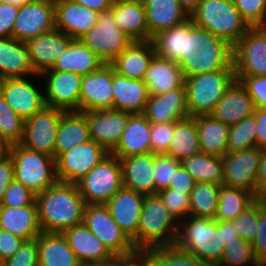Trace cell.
Returning a JSON list of instances; mask_svg holds the SVG:
<instances>
[{"instance_id": "6da1fadb", "label": "cell", "mask_w": 266, "mask_h": 266, "mask_svg": "<svg viewBox=\"0 0 266 266\" xmlns=\"http://www.w3.org/2000/svg\"><path fill=\"white\" fill-rule=\"evenodd\" d=\"M42 232L62 233L83 223L86 203L77 184L57 181L36 195Z\"/></svg>"}, {"instance_id": "7a4b0ae2", "label": "cell", "mask_w": 266, "mask_h": 266, "mask_svg": "<svg viewBox=\"0 0 266 266\" xmlns=\"http://www.w3.org/2000/svg\"><path fill=\"white\" fill-rule=\"evenodd\" d=\"M177 63L185 78L220 70H234L233 46L194 24L186 33L185 52Z\"/></svg>"}, {"instance_id": "3957f363", "label": "cell", "mask_w": 266, "mask_h": 266, "mask_svg": "<svg viewBox=\"0 0 266 266\" xmlns=\"http://www.w3.org/2000/svg\"><path fill=\"white\" fill-rule=\"evenodd\" d=\"M175 244L208 266H216L224 248L222 221L189 215L179 223Z\"/></svg>"}, {"instance_id": "277c9868", "label": "cell", "mask_w": 266, "mask_h": 266, "mask_svg": "<svg viewBox=\"0 0 266 266\" xmlns=\"http://www.w3.org/2000/svg\"><path fill=\"white\" fill-rule=\"evenodd\" d=\"M178 226V221L169 213L158 194L145 195L138 234L132 240L133 246L137 251H144L174 245Z\"/></svg>"}, {"instance_id": "5b68a950", "label": "cell", "mask_w": 266, "mask_h": 266, "mask_svg": "<svg viewBox=\"0 0 266 266\" xmlns=\"http://www.w3.org/2000/svg\"><path fill=\"white\" fill-rule=\"evenodd\" d=\"M190 19L233 47L250 28L232 0H201Z\"/></svg>"}, {"instance_id": "8992f818", "label": "cell", "mask_w": 266, "mask_h": 266, "mask_svg": "<svg viewBox=\"0 0 266 266\" xmlns=\"http://www.w3.org/2000/svg\"><path fill=\"white\" fill-rule=\"evenodd\" d=\"M8 153L13 160L14 179L23 183L35 195L58 181L54 157L29 150L20 144L10 146Z\"/></svg>"}, {"instance_id": "52a82bcc", "label": "cell", "mask_w": 266, "mask_h": 266, "mask_svg": "<svg viewBox=\"0 0 266 266\" xmlns=\"http://www.w3.org/2000/svg\"><path fill=\"white\" fill-rule=\"evenodd\" d=\"M235 80V70H220L186 77L189 116L211 114Z\"/></svg>"}, {"instance_id": "ba28073f", "label": "cell", "mask_w": 266, "mask_h": 266, "mask_svg": "<svg viewBox=\"0 0 266 266\" xmlns=\"http://www.w3.org/2000/svg\"><path fill=\"white\" fill-rule=\"evenodd\" d=\"M77 186L86 205H105L123 187L120 159L109 154Z\"/></svg>"}, {"instance_id": "9c48e42d", "label": "cell", "mask_w": 266, "mask_h": 266, "mask_svg": "<svg viewBox=\"0 0 266 266\" xmlns=\"http://www.w3.org/2000/svg\"><path fill=\"white\" fill-rule=\"evenodd\" d=\"M80 41L105 64H111L134 42L132 38L120 30L111 8L99 13L97 25L84 34Z\"/></svg>"}, {"instance_id": "30bf717a", "label": "cell", "mask_w": 266, "mask_h": 266, "mask_svg": "<svg viewBox=\"0 0 266 266\" xmlns=\"http://www.w3.org/2000/svg\"><path fill=\"white\" fill-rule=\"evenodd\" d=\"M83 224L115 257L128 256L137 251L132 241L112 219L106 205H86Z\"/></svg>"}, {"instance_id": "8fae6325", "label": "cell", "mask_w": 266, "mask_h": 266, "mask_svg": "<svg viewBox=\"0 0 266 266\" xmlns=\"http://www.w3.org/2000/svg\"><path fill=\"white\" fill-rule=\"evenodd\" d=\"M66 112L45 106L24 120L21 146L55 158V142L62 116Z\"/></svg>"}, {"instance_id": "7c38bea8", "label": "cell", "mask_w": 266, "mask_h": 266, "mask_svg": "<svg viewBox=\"0 0 266 266\" xmlns=\"http://www.w3.org/2000/svg\"><path fill=\"white\" fill-rule=\"evenodd\" d=\"M235 76H266V26L250 27L233 47Z\"/></svg>"}, {"instance_id": "4fadbf2b", "label": "cell", "mask_w": 266, "mask_h": 266, "mask_svg": "<svg viewBox=\"0 0 266 266\" xmlns=\"http://www.w3.org/2000/svg\"><path fill=\"white\" fill-rule=\"evenodd\" d=\"M110 153L94 140L62 153L56 161L58 181L77 184Z\"/></svg>"}, {"instance_id": "5bb4252c", "label": "cell", "mask_w": 266, "mask_h": 266, "mask_svg": "<svg viewBox=\"0 0 266 266\" xmlns=\"http://www.w3.org/2000/svg\"><path fill=\"white\" fill-rule=\"evenodd\" d=\"M38 76L46 78L44 83L46 106L65 112H79L82 75L60 70H45Z\"/></svg>"}, {"instance_id": "9a60e30c", "label": "cell", "mask_w": 266, "mask_h": 266, "mask_svg": "<svg viewBox=\"0 0 266 266\" xmlns=\"http://www.w3.org/2000/svg\"><path fill=\"white\" fill-rule=\"evenodd\" d=\"M261 149L250 148L227 152L223 158V185L243 188L256 197V182Z\"/></svg>"}, {"instance_id": "2e32d148", "label": "cell", "mask_w": 266, "mask_h": 266, "mask_svg": "<svg viewBox=\"0 0 266 266\" xmlns=\"http://www.w3.org/2000/svg\"><path fill=\"white\" fill-rule=\"evenodd\" d=\"M54 0H31L20 7L14 22L13 38L26 42L55 29Z\"/></svg>"}, {"instance_id": "e0dca14e", "label": "cell", "mask_w": 266, "mask_h": 266, "mask_svg": "<svg viewBox=\"0 0 266 266\" xmlns=\"http://www.w3.org/2000/svg\"><path fill=\"white\" fill-rule=\"evenodd\" d=\"M82 114L88 123L90 139L110 153L120 140L132 113L116 109H103Z\"/></svg>"}, {"instance_id": "ac0fdd59", "label": "cell", "mask_w": 266, "mask_h": 266, "mask_svg": "<svg viewBox=\"0 0 266 266\" xmlns=\"http://www.w3.org/2000/svg\"><path fill=\"white\" fill-rule=\"evenodd\" d=\"M113 109L112 65L82 76L79 112Z\"/></svg>"}, {"instance_id": "d6986e66", "label": "cell", "mask_w": 266, "mask_h": 266, "mask_svg": "<svg viewBox=\"0 0 266 266\" xmlns=\"http://www.w3.org/2000/svg\"><path fill=\"white\" fill-rule=\"evenodd\" d=\"M0 93L23 120L32 117L46 106L44 94L40 93L26 77L1 79Z\"/></svg>"}, {"instance_id": "ffe728a7", "label": "cell", "mask_w": 266, "mask_h": 266, "mask_svg": "<svg viewBox=\"0 0 266 266\" xmlns=\"http://www.w3.org/2000/svg\"><path fill=\"white\" fill-rule=\"evenodd\" d=\"M145 195L122 187L105 205L112 219L132 241L138 234Z\"/></svg>"}, {"instance_id": "44dd1931", "label": "cell", "mask_w": 266, "mask_h": 266, "mask_svg": "<svg viewBox=\"0 0 266 266\" xmlns=\"http://www.w3.org/2000/svg\"><path fill=\"white\" fill-rule=\"evenodd\" d=\"M55 29L80 39L97 25L99 13L70 0H54Z\"/></svg>"}, {"instance_id": "7402d4cb", "label": "cell", "mask_w": 266, "mask_h": 266, "mask_svg": "<svg viewBox=\"0 0 266 266\" xmlns=\"http://www.w3.org/2000/svg\"><path fill=\"white\" fill-rule=\"evenodd\" d=\"M73 38L57 29L38 35L25 42L37 74L51 69L55 61L66 51Z\"/></svg>"}, {"instance_id": "603a6c76", "label": "cell", "mask_w": 266, "mask_h": 266, "mask_svg": "<svg viewBox=\"0 0 266 266\" xmlns=\"http://www.w3.org/2000/svg\"><path fill=\"white\" fill-rule=\"evenodd\" d=\"M143 114L151 124L173 123L189 117L186 88L150 95Z\"/></svg>"}, {"instance_id": "cb8c5ba5", "label": "cell", "mask_w": 266, "mask_h": 266, "mask_svg": "<svg viewBox=\"0 0 266 266\" xmlns=\"http://www.w3.org/2000/svg\"><path fill=\"white\" fill-rule=\"evenodd\" d=\"M62 235L81 264L103 263L115 257L83 223L66 229Z\"/></svg>"}, {"instance_id": "d4e9b609", "label": "cell", "mask_w": 266, "mask_h": 266, "mask_svg": "<svg viewBox=\"0 0 266 266\" xmlns=\"http://www.w3.org/2000/svg\"><path fill=\"white\" fill-rule=\"evenodd\" d=\"M119 159L124 188L144 195L156 194L153 153Z\"/></svg>"}, {"instance_id": "484cf974", "label": "cell", "mask_w": 266, "mask_h": 266, "mask_svg": "<svg viewBox=\"0 0 266 266\" xmlns=\"http://www.w3.org/2000/svg\"><path fill=\"white\" fill-rule=\"evenodd\" d=\"M113 109L144 113L149 90L143 80L130 79L117 74L112 66Z\"/></svg>"}, {"instance_id": "4316f807", "label": "cell", "mask_w": 266, "mask_h": 266, "mask_svg": "<svg viewBox=\"0 0 266 266\" xmlns=\"http://www.w3.org/2000/svg\"><path fill=\"white\" fill-rule=\"evenodd\" d=\"M150 147V122L143 113L131 114L116 147L110 154L117 158L148 154Z\"/></svg>"}, {"instance_id": "83f0119b", "label": "cell", "mask_w": 266, "mask_h": 266, "mask_svg": "<svg viewBox=\"0 0 266 266\" xmlns=\"http://www.w3.org/2000/svg\"><path fill=\"white\" fill-rule=\"evenodd\" d=\"M146 9L149 40L172 27L185 23L189 14L178 0H142Z\"/></svg>"}, {"instance_id": "f1b7e54d", "label": "cell", "mask_w": 266, "mask_h": 266, "mask_svg": "<svg viewBox=\"0 0 266 266\" xmlns=\"http://www.w3.org/2000/svg\"><path fill=\"white\" fill-rule=\"evenodd\" d=\"M254 110L253 100L241 83L235 80L218 101L211 115L224 124L231 126L252 116Z\"/></svg>"}, {"instance_id": "f546056e", "label": "cell", "mask_w": 266, "mask_h": 266, "mask_svg": "<svg viewBox=\"0 0 266 266\" xmlns=\"http://www.w3.org/2000/svg\"><path fill=\"white\" fill-rule=\"evenodd\" d=\"M0 229L24 241L36 239L42 233L36 200L19 208L0 206Z\"/></svg>"}, {"instance_id": "4dcf8cb0", "label": "cell", "mask_w": 266, "mask_h": 266, "mask_svg": "<svg viewBox=\"0 0 266 266\" xmlns=\"http://www.w3.org/2000/svg\"><path fill=\"white\" fill-rule=\"evenodd\" d=\"M39 75L34 71L25 42L13 37L0 38V80Z\"/></svg>"}, {"instance_id": "1f68e13d", "label": "cell", "mask_w": 266, "mask_h": 266, "mask_svg": "<svg viewBox=\"0 0 266 266\" xmlns=\"http://www.w3.org/2000/svg\"><path fill=\"white\" fill-rule=\"evenodd\" d=\"M143 81L150 95L167 93L178 87H185V76L177 62L155 54Z\"/></svg>"}, {"instance_id": "d6a6232c", "label": "cell", "mask_w": 266, "mask_h": 266, "mask_svg": "<svg viewBox=\"0 0 266 266\" xmlns=\"http://www.w3.org/2000/svg\"><path fill=\"white\" fill-rule=\"evenodd\" d=\"M111 9L121 31L134 41H149L146 9L142 0H114Z\"/></svg>"}, {"instance_id": "836d02e7", "label": "cell", "mask_w": 266, "mask_h": 266, "mask_svg": "<svg viewBox=\"0 0 266 266\" xmlns=\"http://www.w3.org/2000/svg\"><path fill=\"white\" fill-rule=\"evenodd\" d=\"M155 54V46L151 40L134 41L111 65L121 76L143 80Z\"/></svg>"}, {"instance_id": "e575fe53", "label": "cell", "mask_w": 266, "mask_h": 266, "mask_svg": "<svg viewBox=\"0 0 266 266\" xmlns=\"http://www.w3.org/2000/svg\"><path fill=\"white\" fill-rule=\"evenodd\" d=\"M199 135L201 152L223 157L228 152L230 126L211 114L194 116Z\"/></svg>"}, {"instance_id": "d590c367", "label": "cell", "mask_w": 266, "mask_h": 266, "mask_svg": "<svg viewBox=\"0 0 266 266\" xmlns=\"http://www.w3.org/2000/svg\"><path fill=\"white\" fill-rule=\"evenodd\" d=\"M39 266H79L81 263L62 233L42 232L37 237Z\"/></svg>"}, {"instance_id": "8d00e7d4", "label": "cell", "mask_w": 266, "mask_h": 266, "mask_svg": "<svg viewBox=\"0 0 266 266\" xmlns=\"http://www.w3.org/2000/svg\"><path fill=\"white\" fill-rule=\"evenodd\" d=\"M103 64L105 63L80 39H73L66 51L48 70L73 72L83 76L98 70Z\"/></svg>"}, {"instance_id": "74e56055", "label": "cell", "mask_w": 266, "mask_h": 266, "mask_svg": "<svg viewBox=\"0 0 266 266\" xmlns=\"http://www.w3.org/2000/svg\"><path fill=\"white\" fill-rule=\"evenodd\" d=\"M90 139L86 117L81 112H66L58 127L55 142V160L64 152Z\"/></svg>"}, {"instance_id": "f35d334b", "label": "cell", "mask_w": 266, "mask_h": 266, "mask_svg": "<svg viewBox=\"0 0 266 266\" xmlns=\"http://www.w3.org/2000/svg\"><path fill=\"white\" fill-rule=\"evenodd\" d=\"M199 152V135L194 117L175 122V131L166 155L182 161Z\"/></svg>"}, {"instance_id": "ab89813d", "label": "cell", "mask_w": 266, "mask_h": 266, "mask_svg": "<svg viewBox=\"0 0 266 266\" xmlns=\"http://www.w3.org/2000/svg\"><path fill=\"white\" fill-rule=\"evenodd\" d=\"M196 183L223 184V158L199 152L181 161Z\"/></svg>"}, {"instance_id": "60d3db41", "label": "cell", "mask_w": 266, "mask_h": 266, "mask_svg": "<svg viewBox=\"0 0 266 266\" xmlns=\"http://www.w3.org/2000/svg\"><path fill=\"white\" fill-rule=\"evenodd\" d=\"M256 200L255 195L243 188L221 185L216 221H232Z\"/></svg>"}, {"instance_id": "b9f144b4", "label": "cell", "mask_w": 266, "mask_h": 266, "mask_svg": "<svg viewBox=\"0 0 266 266\" xmlns=\"http://www.w3.org/2000/svg\"><path fill=\"white\" fill-rule=\"evenodd\" d=\"M193 25L194 22L189 19L181 25L156 35L152 39L156 54L162 58L178 62L185 52L186 33Z\"/></svg>"}, {"instance_id": "7bdbcfd3", "label": "cell", "mask_w": 266, "mask_h": 266, "mask_svg": "<svg viewBox=\"0 0 266 266\" xmlns=\"http://www.w3.org/2000/svg\"><path fill=\"white\" fill-rule=\"evenodd\" d=\"M221 185L207 182L195 183L190 193L189 215L215 219Z\"/></svg>"}, {"instance_id": "ee69618b", "label": "cell", "mask_w": 266, "mask_h": 266, "mask_svg": "<svg viewBox=\"0 0 266 266\" xmlns=\"http://www.w3.org/2000/svg\"><path fill=\"white\" fill-rule=\"evenodd\" d=\"M143 252L148 257L149 266H208L176 244L158 246Z\"/></svg>"}, {"instance_id": "f6af8a7d", "label": "cell", "mask_w": 266, "mask_h": 266, "mask_svg": "<svg viewBox=\"0 0 266 266\" xmlns=\"http://www.w3.org/2000/svg\"><path fill=\"white\" fill-rule=\"evenodd\" d=\"M24 120L7 104L0 93V139L8 146L20 144Z\"/></svg>"}, {"instance_id": "bcb514c9", "label": "cell", "mask_w": 266, "mask_h": 266, "mask_svg": "<svg viewBox=\"0 0 266 266\" xmlns=\"http://www.w3.org/2000/svg\"><path fill=\"white\" fill-rule=\"evenodd\" d=\"M256 121L252 115L231 125L228 137V152L257 148Z\"/></svg>"}, {"instance_id": "7dc6e473", "label": "cell", "mask_w": 266, "mask_h": 266, "mask_svg": "<svg viewBox=\"0 0 266 266\" xmlns=\"http://www.w3.org/2000/svg\"><path fill=\"white\" fill-rule=\"evenodd\" d=\"M257 260L251 242L236 238V241L224 243L222 257L216 266L254 264Z\"/></svg>"}, {"instance_id": "c3c4849f", "label": "cell", "mask_w": 266, "mask_h": 266, "mask_svg": "<svg viewBox=\"0 0 266 266\" xmlns=\"http://www.w3.org/2000/svg\"><path fill=\"white\" fill-rule=\"evenodd\" d=\"M158 196L168 209L169 213L178 221L189 216L190 194L182 193L176 189H164L159 191Z\"/></svg>"}, {"instance_id": "681fc988", "label": "cell", "mask_w": 266, "mask_h": 266, "mask_svg": "<svg viewBox=\"0 0 266 266\" xmlns=\"http://www.w3.org/2000/svg\"><path fill=\"white\" fill-rule=\"evenodd\" d=\"M181 166V161L166 154H154V177L156 194L170 185L174 173Z\"/></svg>"}, {"instance_id": "f907efd6", "label": "cell", "mask_w": 266, "mask_h": 266, "mask_svg": "<svg viewBox=\"0 0 266 266\" xmlns=\"http://www.w3.org/2000/svg\"><path fill=\"white\" fill-rule=\"evenodd\" d=\"M250 27L266 26V0H232Z\"/></svg>"}, {"instance_id": "816d5d0a", "label": "cell", "mask_w": 266, "mask_h": 266, "mask_svg": "<svg viewBox=\"0 0 266 266\" xmlns=\"http://www.w3.org/2000/svg\"><path fill=\"white\" fill-rule=\"evenodd\" d=\"M240 238L252 242L256 238L258 224V199L232 220Z\"/></svg>"}, {"instance_id": "f5cc1de1", "label": "cell", "mask_w": 266, "mask_h": 266, "mask_svg": "<svg viewBox=\"0 0 266 266\" xmlns=\"http://www.w3.org/2000/svg\"><path fill=\"white\" fill-rule=\"evenodd\" d=\"M175 131L173 123H150V147L153 154H166Z\"/></svg>"}, {"instance_id": "db71d44e", "label": "cell", "mask_w": 266, "mask_h": 266, "mask_svg": "<svg viewBox=\"0 0 266 266\" xmlns=\"http://www.w3.org/2000/svg\"><path fill=\"white\" fill-rule=\"evenodd\" d=\"M36 200V195L23 183L13 180L7 187L0 206L19 208L31 205Z\"/></svg>"}, {"instance_id": "11a10c76", "label": "cell", "mask_w": 266, "mask_h": 266, "mask_svg": "<svg viewBox=\"0 0 266 266\" xmlns=\"http://www.w3.org/2000/svg\"><path fill=\"white\" fill-rule=\"evenodd\" d=\"M253 100L255 108H266V76H235Z\"/></svg>"}, {"instance_id": "9f6ffc18", "label": "cell", "mask_w": 266, "mask_h": 266, "mask_svg": "<svg viewBox=\"0 0 266 266\" xmlns=\"http://www.w3.org/2000/svg\"><path fill=\"white\" fill-rule=\"evenodd\" d=\"M3 266H39L37 238L24 241L15 254L3 262Z\"/></svg>"}, {"instance_id": "6f0895ef", "label": "cell", "mask_w": 266, "mask_h": 266, "mask_svg": "<svg viewBox=\"0 0 266 266\" xmlns=\"http://www.w3.org/2000/svg\"><path fill=\"white\" fill-rule=\"evenodd\" d=\"M256 238L251 242L253 252L258 260L266 259V206L258 199V224Z\"/></svg>"}, {"instance_id": "680465c9", "label": "cell", "mask_w": 266, "mask_h": 266, "mask_svg": "<svg viewBox=\"0 0 266 266\" xmlns=\"http://www.w3.org/2000/svg\"><path fill=\"white\" fill-rule=\"evenodd\" d=\"M20 7L9 3L0 4V38L13 37L14 22Z\"/></svg>"}, {"instance_id": "91938a15", "label": "cell", "mask_w": 266, "mask_h": 266, "mask_svg": "<svg viewBox=\"0 0 266 266\" xmlns=\"http://www.w3.org/2000/svg\"><path fill=\"white\" fill-rule=\"evenodd\" d=\"M24 240L7 230L0 229V256L3 261L12 257L23 244Z\"/></svg>"}, {"instance_id": "94428289", "label": "cell", "mask_w": 266, "mask_h": 266, "mask_svg": "<svg viewBox=\"0 0 266 266\" xmlns=\"http://www.w3.org/2000/svg\"><path fill=\"white\" fill-rule=\"evenodd\" d=\"M195 181L193 177L181 165L174 173L173 179L170 180L168 188L176 189L179 192L190 194L194 188Z\"/></svg>"}, {"instance_id": "6125c7cd", "label": "cell", "mask_w": 266, "mask_h": 266, "mask_svg": "<svg viewBox=\"0 0 266 266\" xmlns=\"http://www.w3.org/2000/svg\"><path fill=\"white\" fill-rule=\"evenodd\" d=\"M14 180V166L11 155L8 153L0 160V203L3 200L7 187Z\"/></svg>"}, {"instance_id": "be15d7a7", "label": "cell", "mask_w": 266, "mask_h": 266, "mask_svg": "<svg viewBox=\"0 0 266 266\" xmlns=\"http://www.w3.org/2000/svg\"><path fill=\"white\" fill-rule=\"evenodd\" d=\"M256 141L258 149L266 148V108H255Z\"/></svg>"}, {"instance_id": "e7e4bbea", "label": "cell", "mask_w": 266, "mask_h": 266, "mask_svg": "<svg viewBox=\"0 0 266 266\" xmlns=\"http://www.w3.org/2000/svg\"><path fill=\"white\" fill-rule=\"evenodd\" d=\"M266 194V148L261 149L260 166L256 182V199Z\"/></svg>"}, {"instance_id": "03108f58", "label": "cell", "mask_w": 266, "mask_h": 266, "mask_svg": "<svg viewBox=\"0 0 266 266\" xmlns=\"http://www.w3.org/2000/svg\"><path fill=\"white\" fill-rule=\"evenodd\" d=\"M119 266H149L147 255L143 251L119 257Z\"/></svg>"}, {"instance_id": "003e7915", "label": "cell", "mask_w": 266, "mask_h": 266, "mask_svg": "<svg viewBox=\"0 0 266 266\" xmlns=\"http://www.w3.org/2000/svg\"><path fill=\"white\" fill-rule=\"evenodd\" d=\"M72 2L84 5L98 13L106 11L112 7L114 0H70Z\"/></svg>"}, {"instance_id": "a7ac6f4b", "label": "cell", "mask_w": 266, "mask_h": 266, "mask_svg": "<svg viewBox=\"0 0 266 266\" xmlns=\"http://www.w3.org/2000/svg\"><path fill=\"white\" fill-rule=\"evenodd\" d=\"M222 237L224 243L236 241V238H240V234L236 230L232 221H222Z\"/></svg>"}, {"instance_id": "89a4df30", "label": "cell", "mask_w": 266, "mask_h": 266, "mask_svg": "<svg viewBox=\"0 0 266 266\" xmlns=\"http://www.w3.org/2000/svg\"><path fill=\"white\" fill-rule=\"evenodd\" d=\"M201 0H178L181 7L189 14V16L197 9Z\"/></svg>"}, {"instance_id": "2644e50d", "label": "cell", "mask_w": 266, "mask_h": 266, "mask_svg": "<svg viewBox=\"0 0 266 266\" xmlns=\"http://www.w3.org/2000/svg\"><path fill=\"white\" fill-rule=\"evenodd\" d=\"M31 0H0L1 3H9L14 6L22 7L24 4L29 3Z\"/></svg>"}, {"instance_id": "8c879c8a", "label": "cell", "mask_w": 266, "mask_h": 266, "mask_svg": "<svg viewBox=\"0 0 266 266\" xmlns=\"http://www.w3.org/2000/svg\"><path fill=\"white\" fill-rule=\"evenodd\" d=\"M92 266H119V257H114L107 262L92 264Z\"/></svg>"}, {"instance_id": "753ad0ef", "label": "cell", "mask_w": 266, "mask_h": 266, "mask_svg": "<svg viewBox=\"0 0 266 266\" xmlns=\"http://www.w3.org/2000/svg\"><path fill=\"white\" fill-rule=\"evenodd\" d=\"M8 146L0 139V160L8 154Z\"/></svg>"}, {"instance_id": "34e18365", "label": "cell", "mask_w": 266, "mask_h": 266, "mask_svg": "<svg viewBox=\"0 0 266 266\" xmlns=\"http://www.w3.org/2000/svg\"><path fill=\"white\" fill-rule=\"evenodd\" d=\"M253 265L254 266H266V263L264 260H257Z\"/></svg>"}, {"instance_id": "11e5206c", "label": "cell", "mask_w": 266, "mask_h": 266, "mask_svg": "<svg viewBox=\"0 0 266 266\" xmlns=\"http://www.w3.org/2000/svg\"><path fill=\"white\" fill-rule=\"evenodd\" d=\"M261 200H262L264 206H266V194L261 198Z\"/></svg>"}, {"instance_id": "2a66077c", "label": "cell", "mask_w": 266, "mask_h": 266, "mask_svg": "<svg viewBox=\"0 0 266 266\" xmlns=\"http://www.w3.org/2000/svg\"><path fill=\"white\" fill-rule=\"evenodd\" d=\"M79 266H92V264H80Z\"/></svg>"}, {"instance_id": "b9fcfbb0", "label": "cell", "mask_w": 266, "mask_h": 266, "mask_svg": "<svg viewBox=\"0 0 266 266\" xmlns=\"http://www.w3.org/2000/svg\"><path fill=\"white\" fill-rule=\"evenodd\" d=\"M3 260L1 259V256H0V266H3Z\"/></svg>"}]
</instances>
